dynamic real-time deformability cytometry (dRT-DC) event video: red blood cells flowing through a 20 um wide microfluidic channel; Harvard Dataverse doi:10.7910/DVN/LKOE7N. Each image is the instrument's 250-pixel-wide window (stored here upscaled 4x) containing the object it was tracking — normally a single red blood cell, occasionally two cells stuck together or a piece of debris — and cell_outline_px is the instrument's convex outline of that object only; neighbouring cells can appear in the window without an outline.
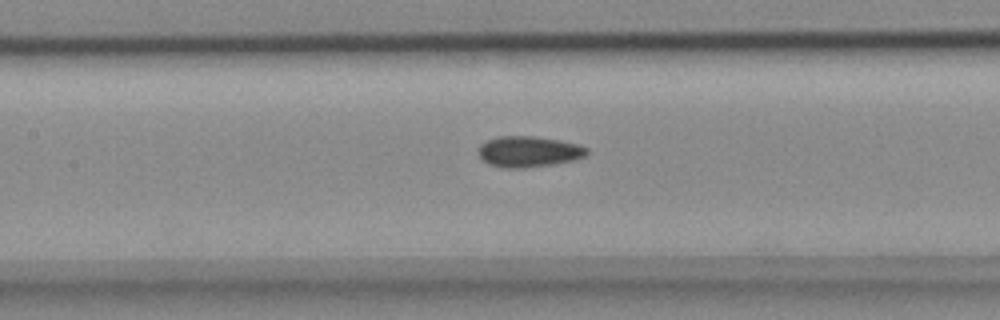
{"species": "common noctule bat (a hibernating species)", "species_latin": "Nyctalus noctula", "temperature_condition": "cold", "stored_images_in_passage": 14, "camera_frame_rate_fps": 3000, "um_per_image_px": 0.085, "animal": {"sex": "female", "body_mass_g": 18.4}, "frame": {"image": 1, "passage_image": 12, "time_ms": 3.667, "image_size_px": [1000, 320], "cell_outline_px": [[588, 152], [584, 156], [572, 160], [552, 164], [524, 168], [504, 168], [488, 164], [476, 152], [480, 144], [488, 140], [500, 136], [536, 136], [580, 144], [588, 148]], "centroid_in_image_um": [44.91, 12.88], "position_along_channel_um": 162.5, "area_um2": 19.54}}